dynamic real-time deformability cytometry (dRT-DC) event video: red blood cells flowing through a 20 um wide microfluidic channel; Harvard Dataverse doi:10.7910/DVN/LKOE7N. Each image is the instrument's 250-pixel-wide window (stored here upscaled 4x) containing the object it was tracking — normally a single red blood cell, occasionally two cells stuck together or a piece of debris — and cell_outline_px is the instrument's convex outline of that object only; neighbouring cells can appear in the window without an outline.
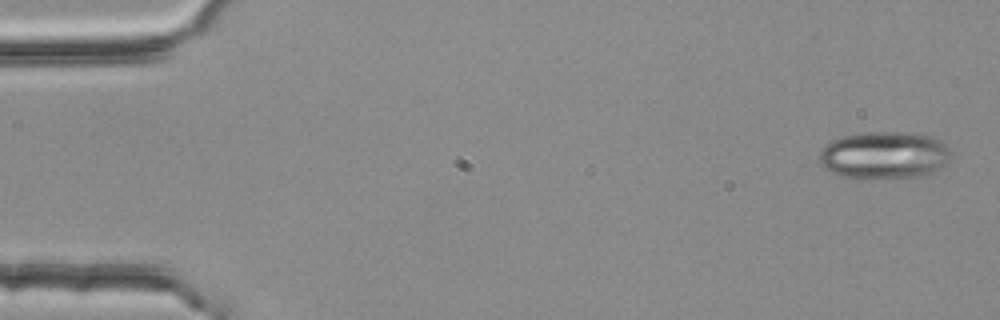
{"species": "common noctule bat (a hibernating species)", "species_latin": "Nyctalus noctula", "temperature_condition": "room temperature", "stored_images_in_passage": 5, "camera_frame_rate_fps": 3000, "um_per_image_px": 0.085, "animal": {"sex": "female", "body_mass_g": 25.1}, "frame": {"image": 1, "passage_image": 1, "time_ms": 0.0, "image_size_px": [1000, 320], "cell_outline_px": [[948, 160], [936, 172], [928, 176], [908, 180], [840, 176], [824, 168], [820, 164], [820, 152], [832, 140], [844, 136], [864, 132], [896, 132], [932, 136], [940, 140], [948, 148]], "centroid_in_image_um": [75.19, 13.23], "position_along_channel_um": 9.8, "area_um2": 36.65}}